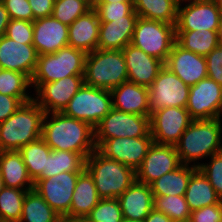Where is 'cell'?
Masks as SVG:
<instances>
[{
    "mask_svg": "<svg viewBox=\"0 0 222 222\" xmlns=\"http://www.w3.org/2000/svg\"><path fill=\"white\" fill-rule=\"evenodd\" d=\"M41 138L52 150L80 153L85 159L96 150L94 128L63 112L45 113Z\"/></svg>",
    "mask_w": 222,
    "mask_h": 222,
    "instance_id": "1",
    "label": "cell"
},
{
    "mask_svg": "<svg viewBox=\"0 0 222 222\" xmlns=\"http://www.w3.org/2000/svg\"><path fill=\"white\" fill-rule=\"evenodd\" d=\"M175 147L182 164L198 168L200 160L222 151V119L193 120Z\"/></svg>",
    "mask_w": 222,
    "mask_h": 222,
    "instance_id": "2",
    "label": "cell"
},
{
    "mask_svg": "<svg viewBox=\"0 0 222 222\" xmlns=\"http://www.w3.org/2000/svg\"><path fill=\"white\" fill-rule=\"evenodd\" d=\"M45 111L34 101L23 103L0 123V151H18L41 137Z\"/></svg>",
    "mask_w": 222,
    "mask_h": 222,
    "instance_id": "3",
    "label": "cell"
},
{
    "mask_svg": "<svg viewBox=\"0 0 222 222\" xmlns=\"http://www.w3.org/2000/svg\"><path fill=\"white\" fill-rule=\"evenodd\" d=\"M85 169L92 176L101 199L118 198L136 181L134 169L107 158L97 149L86 158Z\"/></svg>",
    "mask_w": 222,
    "mask_h": 222,
    "instance_id": "4",
    "label": "cell"
},
{
    "mask_svg": "<svg viewBox=\"0 0 222 222\" xmlns=\"http://www.w3.org/2000/svg\"><path fill=\"white\" fill-rule=\"evenodd\" d=\"M84 82L89 86L112 90L128 81L122 50L96 49L86 55Z\"/></svg>",
    "mask_w": 222,
    "mask_h": 222,
    "instance_id": "5",
    "label": "cell"
},
{
    "mask_svg": "<svg viewBox=\"0 0 222 222\" xmlns=\"http://www.w3.org/2000/svg\"><path fill=\"white\" fill-rule=\"evenodd\" d=\"M86 55L69 45L52 54L38 55L31 83H50L67 76L84 75Z\"/></svg>",
    "mask_w": 222,
    "mask_h": 222,
    "instance_id": "6",
    "label": "cell"
},
{
    "mask_svg": "<svg viewBox=\"0 0 222 222\" xmlns=\"http://www.w3.org/2000/svg\"><path fill=\"white\" fill-rule=\"evenodd\" d=\"M176 42L175 25L138 17L131 44L165 63Z\"/></svg>",
    "mask_w": 222,
    "mask_h": 222,
    "instance_id": "7",
    "label": "cell"
},
{
    "mask_svg": "<svg viewBox=\"0 0 222 222\" xmlns=\"http://www.w3.org/2000/svg\"><path fill=\"white\" fill-rule=\"evenodd\" d=\"M110 90L83 84L63 110L66 116L89 123L93 128L111 111Z\"/></svg>",
    "mask_w": 222,
    "mask_h": 222,
    "instance_id": "8",
    "label": "cell"
},
{
    "mask_svg": "<svg viewBox=\"0 0 222 222\" xmlns=\"http://www.w3.org/2000/svg\"><path fill=\"white\" fill-rule=\"evenodd\" d=\"M150 134V117L125 113L112 108L94 127L96 148L106 139L146 137Z\"/></svg>",
    "mask_w": 222,
    "mask_h": 222,
    "instance_id": "9",
    "label": "cell"
},
{
    "mask_svg": "<svg viewBox=\"0 0 222 222\" xmlns=\"http://www.w3.org/2000/svg\"><path fill=\"white\" fill-rule=\"evenodd\" d=\"M189 91L190 86L164 66L148 87L150 115L167 107L186 108Z\"/></svg>",
    "mask_w": 222,
    "mask_h": 222,
    "instance_id": "10",
    "label": "cell"
},
{
    "mask_svg": "<svg viewBox=\"0 0 222 222\" xmlns=\"http://www.w3.org/2000/svg\"><path fill=\"white\" fill-rule=\"evenodd\" d=\"M84 75L67 76L50 83H31L33 100L45 113L63 112L84 82Z\"/></svg>",
    "mask_w": 222,
    "mask_h": 222,
    "instance_id": "11",
    "label": "cell"
},
{
    "mask_svg": "<svg viewBox=\"0 0 222 222\" xmlns=\"http://www.w3.org/2000/svg\"><path fill=\"white\" fill-rule=\"evenodd\" d=\"M193 119L182 107H167L150 115V134L154 143L175 146Z\"/></svg>",
    "mask_w": 222,
    "mask_h": 222,
    "instance_id": "12",
    "label": "cell"
},
{
    "mask_svg": "<svg viewBox=\"0 0 222 222\" xmlns=\"http://www.w3.org/2000/svg\"><path fill=\"white\" fill-rule=\"evenodd\" d=\"M185 5V6H184ZM221 9L215 0H195L178 5L176 31H218Z\"/></svg>",
    "mask_w": 222,
    "mask_h": 222,
    "instance_id": "13",
    "label": "cell"
},
{
    "mask_svg": "<svg viewBox=\"0 0 222 222\" xmlns=\"http://www.w3.org/2000/svg\"><path fill=\"white\" fill-rule=\"evenodd\" d=\"M186 109L193 120L221 118L222 85L206 77L190 86Z\"/></svg>",
    "mask_w": 222,
    "mask_h": 222,
    "instance_id": "14",
    "label": "cell"
},
{
    "mask_svg": "<svg viewBox=\"0 0 222 222\" xmlns=\"http://www.w3.org/2000/svg\"><path fill=\"white\" fill-rule=\"evenodd\" d=\"M154 140L151 134L146 137H116L104 140L96 149L107 158L134 169L141 166L144 157Z\"/></svg>",
    "mask_w": 222,
    "mask_h": 222,
    "instance_id": "15",
    "label": "cell"
},
{
    "mask_svg": "<svg viewBox=\"0 0 222 222\" xmlns=\"http://www.w3.org/2000/svg\"><path fill=\"white\" fill-rule=\"evenodd\" d=\"M80 173L62 172L46 179H39L34 184V189L61 217L68 216Z\"/></svg>",
    "mask_w": 222,
    "mask_h": 222,
    "instance_id": "16",
    "label": "cell"
},
{
    "mask_svg": "<svg viewBox=\"0 0 222 222\" xmlns=\"http://www.w3.org/2000/svg\"><path fill=\"white\" fill-rule=\"evenodd\" d=\"M182 165L176 147L153 143L136 170V181L150 185L162 175L172 172Z\"/></svg>",
    "mask_w": 222,
    "mask_h": 222,
    "instance_id": "17",
    "label": "cell"
},
{
    "mask_svg": "<svg viewBox=\"0 0 222 222\" xmlns=\"http://www.w3.org/2000/svg\"><path fill=\"white\" fill-rule=\"evenodd\" d=\"M164 66L189 86L207 77L206 58L185 50L177 42L173 44Z\"/></svg>",
    "mask_w": 222,
    "mask_h": 222,
    "instance_id": "18",
    "label": "cell"
},
{
    "mask_svg": "<svg viewBox=\"0 0 222 222\" xmlns=\"http://www.w3.org/2000/svg\"><path fill=\"white\" fill-rule=\"evenodd\" d=\"M37 60L38 53L33 44H23L5 35L0 37V66L4 70L21 72L31 79Z\"/></svg>",
    "mask_w": 222,
    "mask_h": 222,
    "instance_id": "19",
    "label": "cell"
},
{
    "mask_svg": "<svg viewBox=\"0 0 222 222\" xmlns=\"http://www.w3.org/2000/svg\"><path fill=\"white\" fill-rule=\"evenodd\" d=\"M69 26L53 16L33 21V45L38 55L52 54L68 46Z\"/></svg>",
    "mask_w": 222,
    "mask_h": 222,
    "instance_id": "20",
    "label": "cell"
},
{
    "mask_svg": "<svg viewBox=\"0 0 222 222\" xmlns=\"http://www.w3.org/2000/svg\"><path fill=\"white\" fill-rule=\"evenodd\" d=\"M122 52L125 58L129 82L148 88L164 67L163 61L146 54L131 43Z\"/></svg>",
    "mask_w": 222,
    "mask_h": 222,
    "instance_id": "21",
    "label": "cell"
},
{
    "mask_svg": "<svg viewBox=\"0 0 222 222\" xmlns=\"http://www.w3.org/2000/svg\"><path fill=\"white\" fill-rule=\"evenodd\" d=\"M138 14L133 10L122 18L112 19L111 22H100L99 50H123L132 42L135 23Z\"/></svg>",
    "mask_w": 222,
    "mask_h": 222,
    "instance_id": "22",
    "label": "cell"
},
{
    "mask_svg": "<svg viewBox=\"0 0 222 222\" xmlns=\"http://www.w3.org/2000/svg\"><path fill=\"white\" fill-rule=\"evenodd\" d=\"M112 107L131 114L150 117L148 88L133 82H123L110 90Z\"/></svg>",
    "mask_w": 222,
    "mask_h": 222,
    "instance_id": "23",
    "label": "cell"
},
{
    "mask_svg": "<svg viewBox=\"0 0 222 222\" xmlns=\"http://www.w3.org/2000/svg\"><path fill=\"white\" fill-rule=\"evenodd\" d=\"M100 21L94 8L79 16L68 30V45L86 54L97 49Z\"/></svg>",
    "mask_w": 222,
    "mask_h": 222,
    "instance_id": "24",
    "label": "cell"
},
{
    "mask_svg": "<svg viewBox=\"0 0 222 222\" xmlns=\"http://www.w3.org/2000/svg\"><path fill=\"white\" fill-rule=\"evenodd\" d=\"M118 201L121 206L123 218L144 221L154 208V196L150 185L135 181Z\"/></svg>",
    "mask_w": 222,
    "mask_h": 222,
    "instance_id": "25",
    "label": "cell"
},
{
    "mask_svg": "<svg viewBox=\"0 0 222 222\" xmlns=\"http://www.w3.org/2000/svg\"><path fill=\"white\" fill-rule=\"evenodd\" d=\"M0 172L6 187L23 190L34 189V182L18 151H0Z\"/></svg>",
    "mask_w": 222,
    "mask_h": 222,
    "instance_id": "26",
    "label": "cell"
},
{
    "mask_svg": "<svg viewBox=\"0 0 222 222\" xmlns=\"http://www.w3.org/2000/svg\"><path fill=\"white\" fill-rule=\"evenodd\" d=\"M100 200L92 176L84 169L78 176L68 216L86 217Z\"/></svg>",
    "mask_w": 222,
    "mask_h": 222,
    "instance_id": "27",
    "label": "cell"
},
{
    "mask_svg": "<svg viewBox=\"0 0 222 222\" xmlns=\"http://www.w3.org/2000/svg\"><path fill=\"white\" fill-rule=\"evenodd\" d=\"M185 198L191 212L222 202L213 186L199 169L189 179Z\"/></svg>",
    "mask_w": 222,
    "mask_h": 222,
    "instance_id": "28",
    "label": "cell"
},
{
    "mask_svg": "<svg viewBox=\"0 0 222 222\" xmlns=\"http://www.w3.org/2000/svg\"><path fill=\"white\" fill-rule=\"evenodd\" d=\"M198 168L182 164L172 172L166 173L150 184L154 197L158 196H183L191 175Z\"/></svg>",
    "mask_w": 222,
    "mask_h": 222,
    "instance_id": "29",
    "label": "cell"
},
{
    "mask_svg": "<svg viewBox=\"0 0 222 222\" xmlns=\"http://www.w3.org/2000/svg\"><path fill=\"white\" fill-rule=\"evenodd\" d=\"M86 159L80 154L64 150H51L46 157V170L34 181L46 179L62 172H82Z\"/></svg>",
    "mask_w": 222,
    "mask_h": 222,
    "instance_id": "30",
    "label": "cell"
},
{
    "mask_svg": "<svg viewBox=\"0 0 222 222\" xmlns=\"http://www.w3.org/2000/svg\"><path fill=\"white\" fill-rule=\"evenodd\" d=\"M177 0H135L134 11L138 17L176 25Z\"/></svg>",
    "mask_w": 222,
    "mask_h": 222,
    "instance_id": "31",
    "label": "cell"
},
{
    "mask_svg": "<svg viewBox=\"0 0 222 222\" xmlns=\"http://www.w3.org/2000/svg\"><path fill=\"white\" fill-rule=\"evenodd\" d=\"M61 216L35 189L26 193L19 222H60Z\"/></svg>",
    "mask_w": 222,
    "mask_h": 222,
    "instance_id": "32",
    "label": "cell"
},
{
    "mask_svg": "<svg viewBox=\"0 0 222 222\" xmlns=\"http://www.w3.org/2000/svg\"><path fill=\"white\" fill-rule=\"evenodd\" d=\"M176 42L185 50L205 57L218 46L217 31H176Z\"/></svg>",
    "mask_w": 222,
    "mask_h": 222,
    "instance_id": "33",
    "label": "cell"
},
{
    "mask_svg": "<svg viewBox=\"0 0 222 222\" xmlns=\"http://www.w3.org/2000/svg\"><path fill=\"white\" fill-rule=\"evenodd\" d=\"M51 150L41 137L18 150L33 182L41 175L43 170H46V157L49 156Z\"/></svg>",
    "mask_w": 222,
    "mask_h": 222,
    "instance_id": "34",
    "label": "cell"
},
{
    "mask_svg": "<svg viewBox=\"0 0 222 222\" xmlns=\"http://www.w3.org/2000/svg\"><path fill=\"white\" fill-rule=\"evenodd\" d=\"M29 190L4 187L0 191V222H19L23 202Z\"/></svg>",
    "mask_w": 222,
    "mask_h": 222,
    "instance_id": "35",
    "label": "cell"
},
{
    "mask_svg": "<svg viewBox=\"0 0 222 222\" xmlns=\"http://www.w3.org/2000/svg\"><path fill=\"white\" fill-rule=\"evenodd\" d=\"M31 79L21 73L11 70H2L0 74V93L16 98H33L29 91ZM29 88V89H28ZM28 89V90H27ZM30 94H29V93Z\"/></svg>",
    "mask_w": 222,
    "mask_h": 222,
    "instance_id": "36",
    "label": "cell"
},
{
    "mask_svg": "<svg viewBox=\"0 0 222 222\" xmlns=\"http://www.w3.org/2000/svg\"><path fill=\"white\" fill-rule=\"evenodd\" d=\"M154 209L164 213L174 222L189 221L191 211L183 196H158L154 197Z\"/></svg>",
    "mask_w": 222,
    "mask_h": 222,
    "instance_id": "37",
    "label": "cell"
},
{
    "mask_svg": "<svg viewBox=\"0 0 222 222\" xmlns=\"http://www.w3.org/2000/svg\"><path fill=\"white\" fill-rule=\"evenodd\" d=\"M92 8L86 0H55L52 16L69 26Z\"/></svg>",
    "mask_w": 222,
    "mask_h": 222,
    "instance_id": "38",
    "label": "cell"
},
{
    "mask_svg": "<svg viewBox=\"0 0 222 222\" xmlns=\"http://www.w3.org/2000/svg\"><path fill=\"white\" fill-rule=\"evenodd\" d=\"M91 222H122L123 214L117 198L101 199L86 216Z\"/></svg>",
    "mask_w": 222,
    "mask_h": 222,
    "instance_id": "39",
    "label": "cell"
},
{
    "mask_svg": "<svg viewBox=\"0 0 222 222\" xmlns=\"http://www.w3.org/2000/svg\"><path fill=\"white\" fill-rule=\"evenodd\" d=\"M208 163H201L198 169L208 179L217 195L222 200V151L213 154Z\"/></svg>",
    "mask_w": 222,
    "mask_h": 222,
    "instance_id": "40",
    "label": "cell"
},
{
    "mask_svg": "<svg viewBox=\"0 0 222 222\" xmlns=\"http://www.w3.org/2000/svg\"><path fill=\"white\" fill-rule=\"evenodd\" d=\"M94 9L98 14L100 22H111L112 19L129 15L134 10V3H98Z\"/></svg>",
    "mask_w": 222,
    "mask_h": 222,
    "instance_id": "41",
    "label": "cell"
},
{
    "mask_svg": "<svg viewBox=\"0 0 222 222\" xmlns=\"http://www.w3.org/2000/svg\"><path fill=\"white\" fill-rule=\"evenodd\" d=\"M5 36L12 40L23 42V44H32L33 21L10 19Z\"/></svg>",
    "mask_w": 222,
    "mask_h": 222,
    "instance_id": "42",
    "label": "cell"
},
{
    "mask_svg": "<svg viewBox=\"0 0 222 222\" xmlns=\"http://www.w3.org/2000/svg\"><path fill=\"white\" fill-rule=\"evenodd\" d=\"M10 19L33 21V12L28 0H2Z\"/></svg>",
    "mask_w": 222,
    "mask_h": 222,
    "instance_id": "43",
    "label": "cell"
},
{
    "mask_svg": "<svg viewBox=\"0 0 222 222\" xmlns=\"http://www.w3.org/2000/svg\"><path fill=\"white\" fill-rule=\"evenodd\" d=\"M205 58L207 77L222 85V47L218 45Z\"/></svg>",
    "mask_w": 222,
    "mask_h": 222,
    "instance_id": "44",
    "label": "cell"
},
{
    "mask_svg": "<svg viewBox=\"0 0 222 222\" xmlns=\"http://www.w3.org/2000/svg\"><path fill=\"white\" fill-rule=\"evenodd\" d=\"M189 222H222V202L192 211Z\"/></svg>",
    "mask_w": 222,
    "mask_h": 222,
    "instance_id": "45",
    "label": "cell"
},
{
    "mask_svg": "<svg viewBox=\"0 0 222 222\" xmlns=\"http://www.w3.org/2000/svg\"><path fill=\"white\" fill-rule=\"evenodd\" d=\"M33 98H16L0 93V123L10 117L23 103Z\"/></svg>",
    "mask_w": 222,
    "mask_h": 222,
    "instance_id": "46",
    "label": "cell"
},
{
    "mask_svg": "<svg viewBox=\"0 0 222 222\" xmlns=\"http://www.w3.org/2000/svg\"><path fill=\"white\" fill-rule=\"evenodd\" d=\"M54 1L55 0H28L33 12V21L52 16Z\"/></svg>",
    "mask_w": 222,
    "mask_h": 222,
    "instance_id": "47",
    "label": "cell"
},
{
    "mask_svg": "<svg viewBox=\"0 0 222 222\" xmlns=\"http://www.w3.org/2000/svg\"><path fill=\"white\" fill-rule=\"evenodd\" d=\"M143 222H174V221L171 220L164 213L157 211L153 208Z\"/></svg>",
    "mask_w": 222,
    "mask_h": 222,
    "instance_id": "48",
    "label": "cell"
},
{
    "mask_svg": "<svg viewBox=\"0 0 222 222\" xmlns=\"http://www.w3.org/2000/svg\"><path fill=\"white\" fill-rule=\"evenodd\" d=\"M9 15L5 6L2 2H0V37L5 35L7 25L9 23Z\"/></svg>",
    "mask_w": 222,
    "mask_h": 222,
    "instance_id": "49",
    "label": "cell"
},
{
    "mask_svg": "<svg viewBox=\"0 0 222 222\" xmlns=\"http://www.w3.org/2000/svg\"><path fill=\"white\" fill-rule=\"evenodd\" d=\"M60 222H91V221L87 217L63 216L61 217Z\"/></svg>",
    "mask_w": 222,
    "mask_h": 222,
    "instance_id": "50",
    "label": "cell"
},
{
    "mask_svg": "<svg viewBox=\"0 0 222 222\" xmlns=\"http://www.w3.org/2000/svg\"><path fill=\"white\" fill-rule=\"evenodd\" d=\"M217 36H218V45L222 47V14L220 16V23L218 26Z\"/></svg>",
    "mask_w": 222,
    "mask_h": 222,
    "instance_id": "51",
    "label": "cell"
},
{
    "mask_svg": "<svg viewBox=\"0 0 222 222\" xmlns=\"http://www.w3.org/2000/svg\"><path fill=\"white\" fill-rule=\"evenodd\" d=\"M116 3V2H124V3H135V0H100L99 3Z\"/></svg>",
    "mask_w": 222,
    "mask_h": 222,
    "instance_id": "52",
    "label": "cell"
},
{
    "mask_svg": "<svg viewBox=\"0 0 222 222\" xmlns=\"http://www.w3.org/2000/svg\"><path fill=\"white\" fill-rule=\"evenodd\" d=\"M93 8L99 3L100 0H86Z\"/></svg>",
    "mask_w": 222,
    "mask_h": 222,
    "instance_id": "53",
    "label": "cell"
},
{
    "mask_svg": "<svg viewBox=\"0 0 222 222\" xmlns=\"http://www.w3.org/2000/svg\"><path fill=\"white\" fill-rule=\"evenodd\" d=\"M5 187L4 185V181L2 179V176H1V172H0V191Z\"/></svg>",
    "mask_w": 222,
    "mask_h": 222,
    "instance_id": "54",
    "label": "cell"
},
{
    "mask_svg": "<svg viewBox=\"0 0 222 222\" xmlns=\"http://www.w3.org/2000/svg\"><path fill=\"white\" fill-rule=\"evenodd\" d=\"M122 222H143V221L132 220V219H128V218H123Z\"/></svg>",
    "mask_w": 222,
    "mask_h": 222,
    "instance_id": "55",
    "label": "cell"
},
{
    "mask_svg": "<svg viewBox=\"0 0 222 222\" xmlns=\"http://www.w3.org/2000/svg\"><path fill=\"white\" fill-rule=\"evenodd\" d=\"M217 6L221 9L222 11V0H215Z\"/></svg>",
    "mask_w": 222,
    "mask_h": 222,
    "instance_id": "56",
    "label": "cell"
},
{
    "mask_svg": "<svg viewBox=\"0 0 222 222\" xmlns=\"http://www.w3.org/2000/svg\"><path fill=\"white\" fill-rule=\"evenodd\" d=\"M187 1H195V0H177V2L180 4V3H183V2H187Z\"/></svg>",
    "mask_w": 222,
    "mask_h": 222,
    "instance_id": "57",
    "label": "cell"
}]
</instances>
